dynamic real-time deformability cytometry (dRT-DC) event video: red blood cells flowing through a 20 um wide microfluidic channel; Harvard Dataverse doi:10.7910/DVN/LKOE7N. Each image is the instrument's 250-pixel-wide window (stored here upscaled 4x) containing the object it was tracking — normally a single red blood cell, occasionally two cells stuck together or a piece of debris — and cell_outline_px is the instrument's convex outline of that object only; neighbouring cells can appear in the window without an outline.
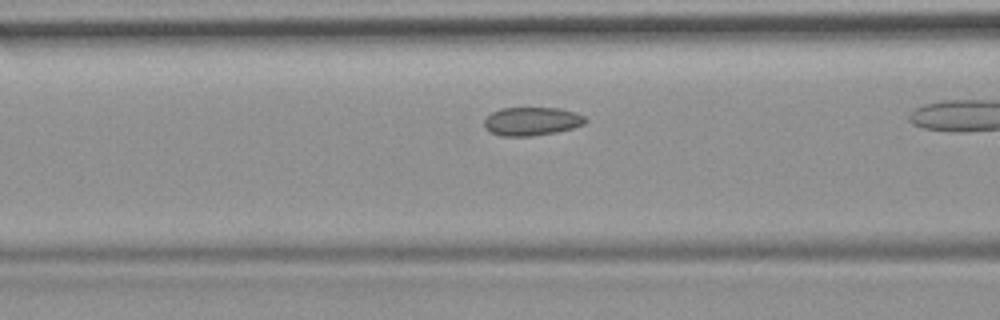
{"species": "common noctule bat (a hibernating species)", "species_latin": "Nyctalus noctula", "temperature_condition": "room temperature", "stored_images_in_passage": 30, "camera_frame_rate_fps": 3000, "um_per_image_px": 0.085, "animal": {"sex": "female", "body_mass_g": 19.9}, "frame": {"image": 1, "passage_image": 9, "time_ms": 2.667, "image_size_px": [1000, 320], "cell_outline_px": [[588, 120], [584, 124], [572, 128], [556, 132], [532, 136], [500, 136], [484, 128], [484, 120], [492, 112], [500, 108], [560, 108], [576, 112], [584, 116]], "centroid_in_image_um": [45.2, 10.31], "position_along_channel_um": 121.4, "area_um2": 16.82}}